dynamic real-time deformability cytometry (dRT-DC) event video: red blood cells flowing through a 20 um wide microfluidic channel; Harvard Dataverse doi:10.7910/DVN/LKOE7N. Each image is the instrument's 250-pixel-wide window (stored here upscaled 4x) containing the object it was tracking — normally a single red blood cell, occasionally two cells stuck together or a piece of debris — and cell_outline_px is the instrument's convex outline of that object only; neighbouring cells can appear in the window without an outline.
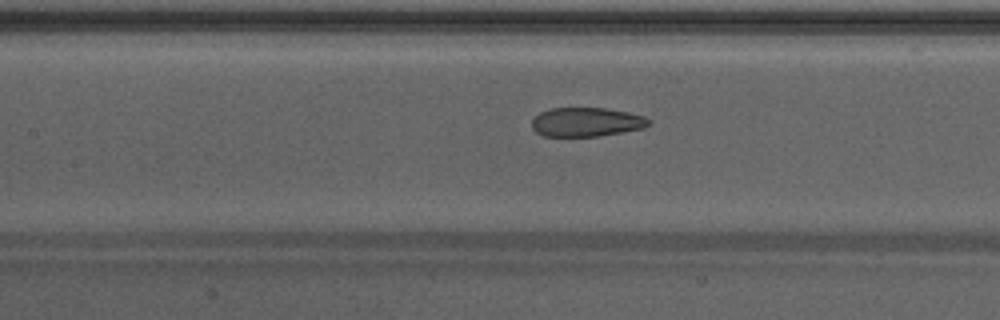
{"species": "Egyptian fruit bat (a non-hibernating species)", "species_latin": "Rousettus aegyptiacus", "temperature_condition": "warm", "stored_images_in_passage": 38, "camera_frame_rate_fps": 3000, "um_per_image_px": 0.085, "animal": {"sex": "male"}, "frame": {"image": 1, "passage_image": 12, "time_ms": 3.667, "image_size_px": [1000, 320], "cell_outline_px": [[652, 124], [644, 128], [596, 136], [544, 136], [536, 132], [532, 128], [532, 120], [540, 112], [552, 108], [604, 108], [628, 112], [644, 116], [652, 120]], "centroid_in_image_um": [49.87, 10.37], "position_along_channel_um": 157.5, "area_um2": 19.77}}
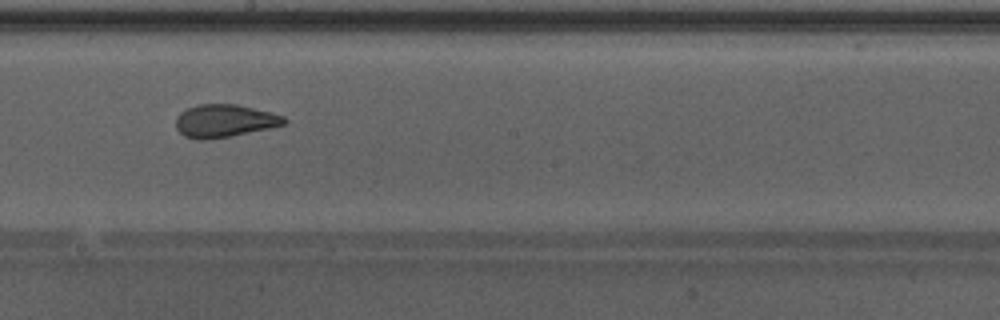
{"frame": {"image": 2, "passage_image": 17, "time_ms": 5.333, "image_size_px": [1000, 320], "cell_outline_px": [[288, 120], [284, 124], [268, 128], [228, 136], [200, 140], [196, 140], [184, 136], [176, 128], [176, 116], [180, 112], [196, 104], [236, 104], [272, 112], [284, 116]], "centroid_in_image_um": [19.05, 10.26], "position_along_channel_um": 229.1, "area_um2": 20.58}, "authors_computed_cell_mechanics": {"area_um2": 21.4438, "velocity_mm_per_s": 4.3069, "shape_relaxation_time_tau1_ms": null, "shape_relaxation_time_tau2_ms": 1.1782, "deformation_change_tau1": null, "deformation_change_tau2": 0.0741}}